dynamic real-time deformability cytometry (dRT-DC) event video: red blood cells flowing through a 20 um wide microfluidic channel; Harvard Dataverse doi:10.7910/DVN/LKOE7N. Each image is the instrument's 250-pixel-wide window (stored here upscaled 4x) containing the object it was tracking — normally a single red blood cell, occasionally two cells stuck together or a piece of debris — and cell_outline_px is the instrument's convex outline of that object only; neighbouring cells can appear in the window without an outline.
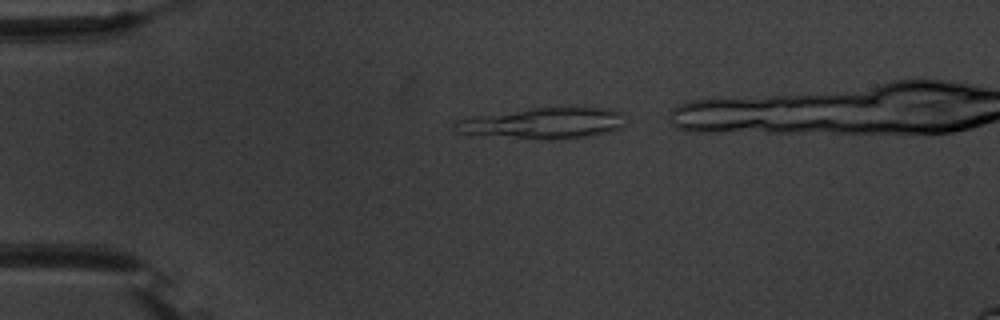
{"species": "common noctule bat (a hibernating species)", "species_latin": "Nyctalus noctula", "temperature_condition": "warm", "stored_images_in_passage": 37, "camera_frame_rate_fps": 3000, "um_per_image_px": 0.085, "animal": {"sex": "male", "body_mass_g": 20.1, "forearm_length_mm": 53.5}, "frame": {"image": 1, "passage_image": 3, "time_ms": 0.667, "image_size_px": [1000, 320], "cell_outline_px": [[624, 124], [620, 128], [604, 132], [584, 136], [552, 140], [548, 140], [456, 132], [452, 124], [456, 120], [476, 116], [532, 108], [608, 108], [620, 112]], "centroid_in_image_um": [46.16, 10.46], "position_along_channel_um": 38.8, "area_um2": 29.94}}
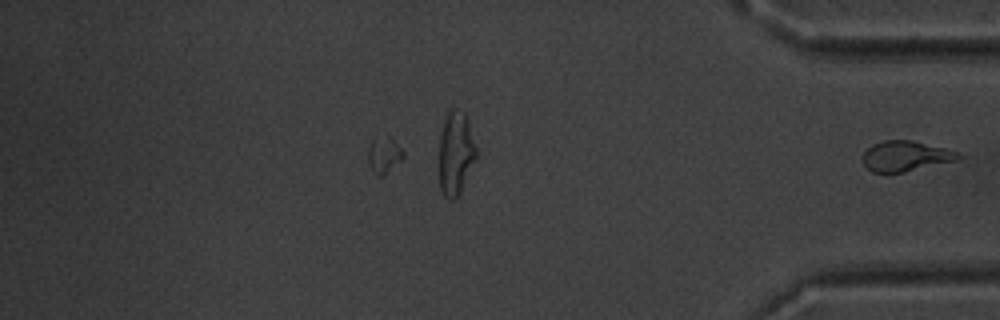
{"frame": {"image": 2, "passage_image": 37, "time_ms": 12.0, "image_size_px": [1000, 320], "cell_outline_px": [[964, 156], [960, 160], [904, 172], [872, 172], [864, 164], [864, 152], [872, 144], [884, 140], [912, 140], [960, 152]], "centroid_in_image_um": [77.04, 13.26], "position_along_channel_um": 358.2, "area_um2": 16.94}}